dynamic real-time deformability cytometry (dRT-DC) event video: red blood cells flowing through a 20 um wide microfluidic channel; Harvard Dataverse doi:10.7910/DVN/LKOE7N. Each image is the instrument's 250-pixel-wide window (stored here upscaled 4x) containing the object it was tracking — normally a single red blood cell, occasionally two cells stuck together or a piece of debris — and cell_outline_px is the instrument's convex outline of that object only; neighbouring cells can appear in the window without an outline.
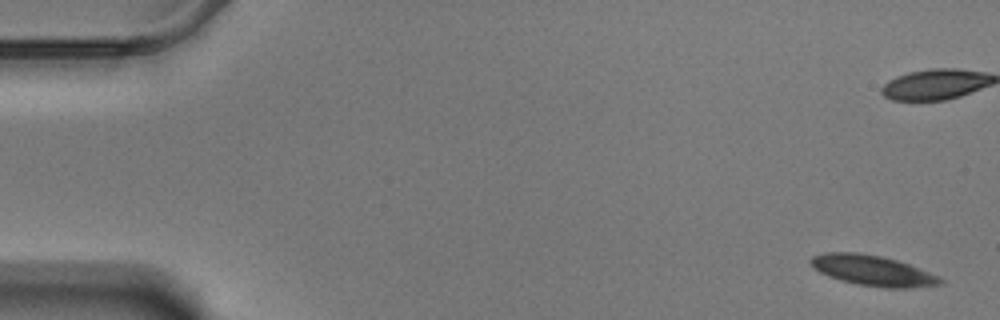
{"species": "Egyptian fruit bat (a non-hibernating species)", "species_latin": "Rousettus aegyptiacus", "temperature_condition": "warm", "stored_images_in_passage": 58, "camera_frame_rate_fps": 3000, "um_per_image_px": 0.085, "animal": {"sex": "male"}, "frame": {"image": 1, "passage_image": 1, "time_ms": 0.0, "image_size_px": [1000, 320], "cell_outline_px": [[944, 284], [908, 288], [884, 288], [856, 284], [840, 280], [828, 276], [812, 268], [808, 260], [812, 256], [824, 252], [856, 252], [880, 256], [896, 260], [908, 264], [940, 276], [944, 280]], "centroid_in_image_um": [74.16, 23.0], "position_along_channel_um": 10.8, "area_um2": 23.18}}